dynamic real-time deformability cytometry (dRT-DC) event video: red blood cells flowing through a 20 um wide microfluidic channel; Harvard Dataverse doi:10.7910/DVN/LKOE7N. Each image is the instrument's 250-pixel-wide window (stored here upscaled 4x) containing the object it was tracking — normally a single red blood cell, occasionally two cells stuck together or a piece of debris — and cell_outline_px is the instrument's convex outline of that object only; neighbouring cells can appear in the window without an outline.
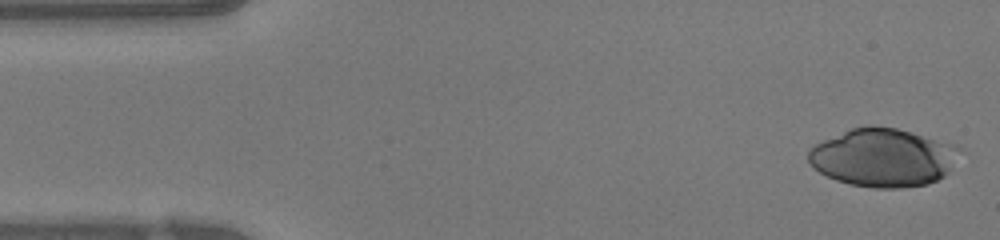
{"species": "human", "species_latin": "Homo sapiens", "temperature_condition": "warm", "stored_images_in_passage": 46, "camera_frame_rate_fps": 3000, "um_per_image_px": 0.085, "donor": {"sex": "female"}, "frame": {"image": 1, "passage_image": 1, "time_ms": 0.0, "image_size_px": [1000, 240], "cell_outline_px": [[960, 148], [948, 172], [944, 176], [928, 184], [900, 188], [872, 188], [848, 184], [836, 180], [820, 172], [808, 160], [808, 152], [816, 144], [824, 140], [852, 128], [864, 124], [876, 124], [896, 128], [912, 132], [956, 144]], "centroid_in_image_um": [75.07, 13.38], "position_along_channel_um": 9.9, "area_um2": 51.27}}
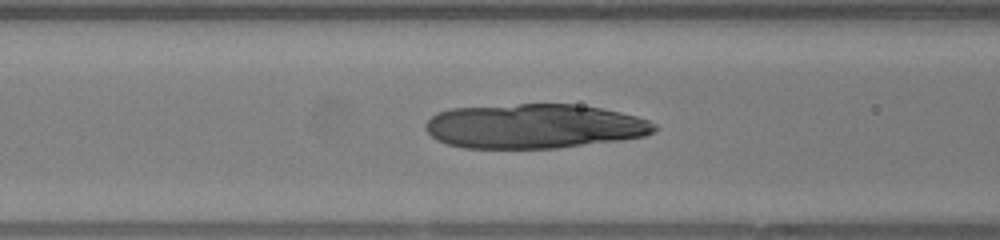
{"frame": {"image": 2, "passage_image": 17, "time_ms": 5.333, "image_size_px": [1000, 240], "cell_outline_px": [[660, 128], [644, 136], [620, 140], [556, 148], [464, 148], [448, 144], [436, 140], [424, 128], [424, 124], [436, 112], [452, 108], [520, 104], [572, 104], [600, 108], [620, 112], [636, 116], [648, 120], [656, 124]], "centroid_in_image_um": [45.39, 10.73], "position_along_channel_um": 121.2, "area_um2": 59.42}}
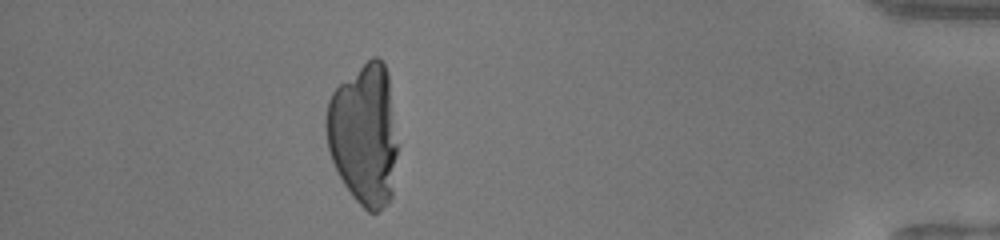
{"frame": {"image": 3, "passage_image": 41, "time_ms": 13.333, "image_size_px": [1000, 240], "cell_outline_px": [[400, 144], [392, 196], [388, 204], [376, 212], [368, 212], [352, 196], [344, 184], [332, 160], [328, 148], [324, 128], [324, 120], [328, 100], [332, 92], [340, 84], [372, 56], [376, 56], [384, 64], [388, 72]], "centroid_in_image_um": [30.98, 11.44], "position_along_channel_um": 404.2, "area_um2": 60.17}}